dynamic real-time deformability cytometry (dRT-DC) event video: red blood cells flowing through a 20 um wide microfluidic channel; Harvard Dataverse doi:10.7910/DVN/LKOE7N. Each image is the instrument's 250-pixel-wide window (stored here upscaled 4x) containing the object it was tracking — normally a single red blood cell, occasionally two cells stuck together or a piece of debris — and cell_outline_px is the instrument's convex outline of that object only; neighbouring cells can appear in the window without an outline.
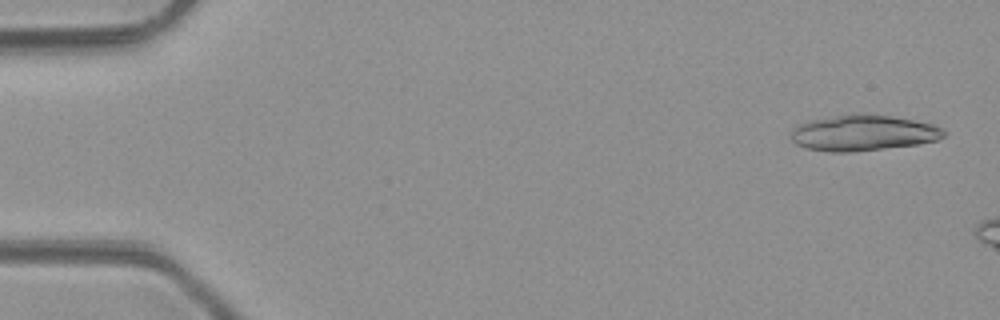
{"species": "common noctule bat (a hibernating species)", "species_latin": "Nyctalus noctula", "temperature_condition": "room temperature", "stored_images_in_passage": 5, "camera_frame_rate_fps": 3000, "um_per_image_px": 0.085, "animal": {"sex": "male", "body_mass_g": 23.1, "forearm_length_mm": 52.7}, "frame": {"image": 1, "passage_image": 1, "time_ms": 0.0, "image_size_px": [1000, 320], "cell_outline_px": [[948, 132], [944, 136], [936, 140], [916, 144], [852, 152], [828, 152], [808, 148], [796, 144], [792, 140], [792, 128], [796, 124], [808, 120], [836, 116], [892, 116], [916, 120], [932, 124]], "centroid_in_image_um": [73.35, 11.32], "position_along_channel_um": 11.7, "area_um2": 31.21}}